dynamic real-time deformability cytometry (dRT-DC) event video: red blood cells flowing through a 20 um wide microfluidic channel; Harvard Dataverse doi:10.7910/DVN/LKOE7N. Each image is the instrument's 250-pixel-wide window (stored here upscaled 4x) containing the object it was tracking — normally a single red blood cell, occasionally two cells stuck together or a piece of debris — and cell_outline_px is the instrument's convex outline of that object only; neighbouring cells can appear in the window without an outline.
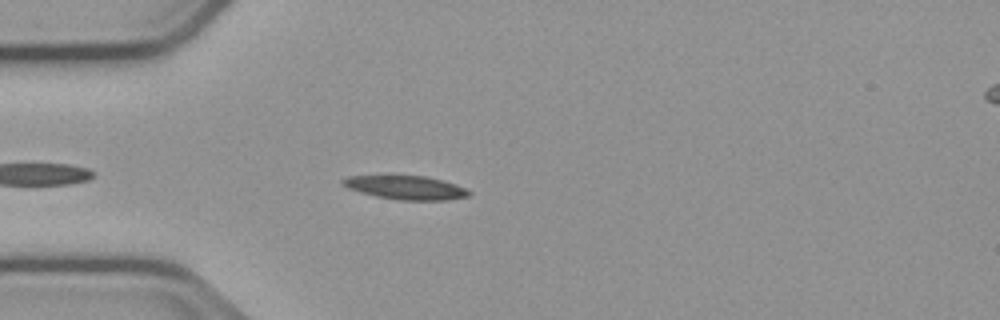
{"species": "common noctule bat (a hibernating species)", "species_latin": "Nyctalus noctula", "temperature_condition": "cold", "stored_images_in_passage": 24, "camera_frame_rate_fps": 3000, "um_per_image_px": 0.085, "animal": {"sex": "male", "body_mass_g": 23.1, "forearm_length_mm": 52.7}, "frame": {"image": 1, "passage_image": 6, "time_ms": 1.667, "image_size_px": [1000, 320], "cell_outline_px": [[472, 192], [468, 196], [448, 200], [396, 200], [376, 196], [360, 192], [348, 188], [340, 180], [348, 176], [424, 176], [444, 180], [456, 184]], "centroid_in_image_um": [34.52, 15.95], "position_along_channel_um": 50.5, "area_um2": 17.34}}
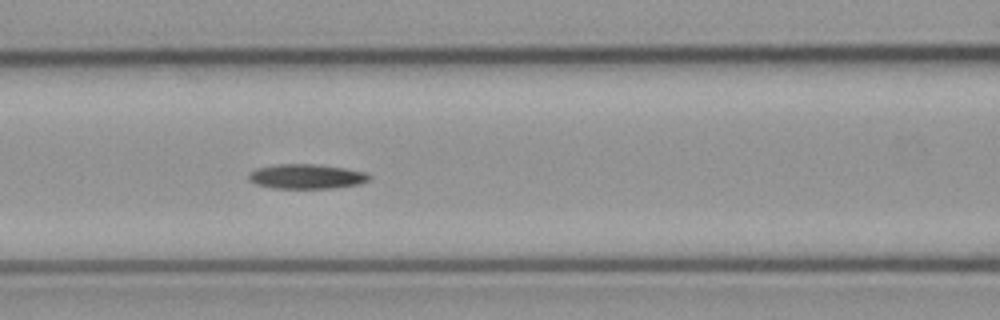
{"frame": {"image": 2, "passage_image": 14, "time_ms": 4.333, "image_size_px": [1000, 320], "cell_outline_px": [[372, 176], [368, 180], [360, 184], [332, 188], [272, 188], [256, 184], [248, 180], [248, 172], [256, 168], [276, 164], [312, 164], [344, 168], [368, 172]], "centroid_in_image_um": [26.04, 15.0], "position_along_channel_um": 140.6, "area_um2": 17.46}}
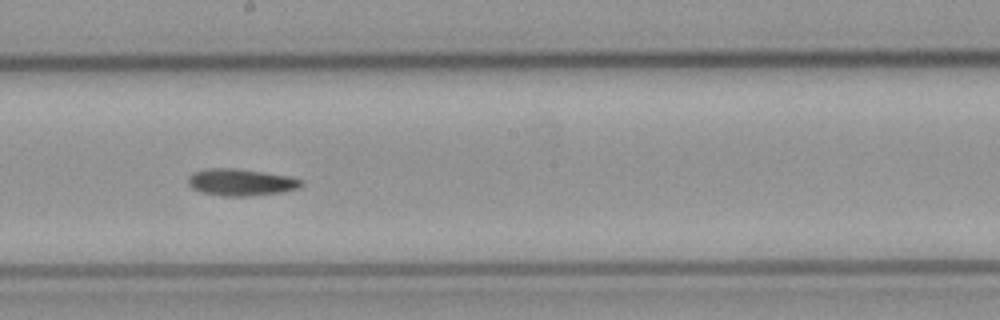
{"frame": {"image": 3, "passage_image": 21, "time_ms": 6.667, "image_size_px": [1000, 320], "cell_outline_px": [[304, 184], [300, 188], [280, 192], [248, 196], [224, 196], [200, 192], [192, 188], [188, 184], [188, 176], [196, 172], [208, 168], [232, 168], [264, 172], [288, 176], [304, 180]], "centroid_in_image_um": [20.49, 15.49], "position_along_channel_um": 227.7, "area_um2": 17.69}}